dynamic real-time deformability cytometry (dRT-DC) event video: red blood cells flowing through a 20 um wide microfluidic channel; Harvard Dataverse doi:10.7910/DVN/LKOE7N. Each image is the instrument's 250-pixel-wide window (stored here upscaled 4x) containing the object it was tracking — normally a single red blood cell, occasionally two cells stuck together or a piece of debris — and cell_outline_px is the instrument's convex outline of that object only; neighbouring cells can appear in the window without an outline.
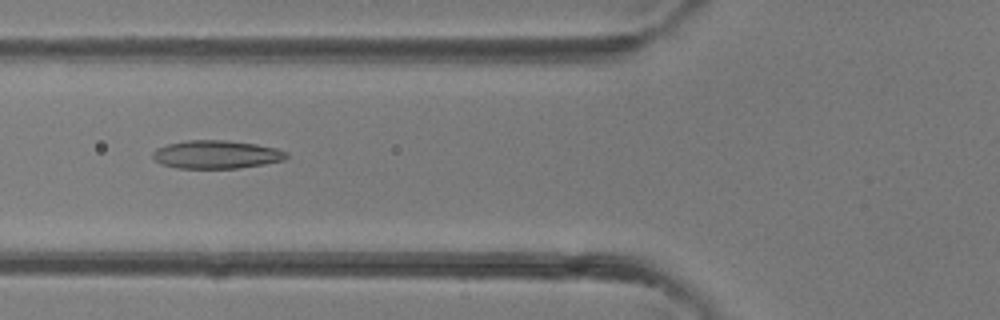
{"species": "common noctule bat (a hibernating species)", "species_latin": "Nyctalus noctula", "temperature_condition": "room temperature", "stored_images_in_passage": 34, "camera_frame_rate_fps": 3000, "um_per_image_px": 0.085, "animal": {"sex": "female"}, "frame": {"image": 1, "passage_image": 9, "time_ms": 2.667, "image_size_px": [1000, 320], "cell_outline_px": [[288, 156], [284, 160], [264, 164], [236, 168], [176, 168], [160, 164], [152, 156], [152, 152], [156, 148], [168, 144], [188, 140], [224, 140], [256, 144], [276, 148], [288, 152]], "centroid_in_image_um": [18.38, 13.13], "position_along_channel_um": 107.4, "area_um2": 21.96}}
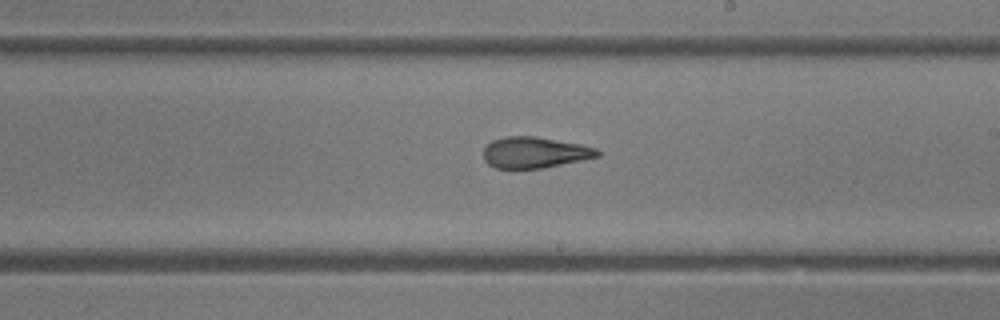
{"frame": {"image": 2, "passage_image": 17, "time_ms": 5.333, "image_size_px": [1000, 320], "cell_outline_px": [[600, 156], [540, 168], [496, 168], [488, 164], [484, 160], [484, 148], [492, 140], [504, 136], [532, 136], [580, 144], [596, 148], [600, 152]], "centroid_in_image_um": [45.41, 12.95], "position_along_channel_um": 243.6, "area_um2": 20.35}}
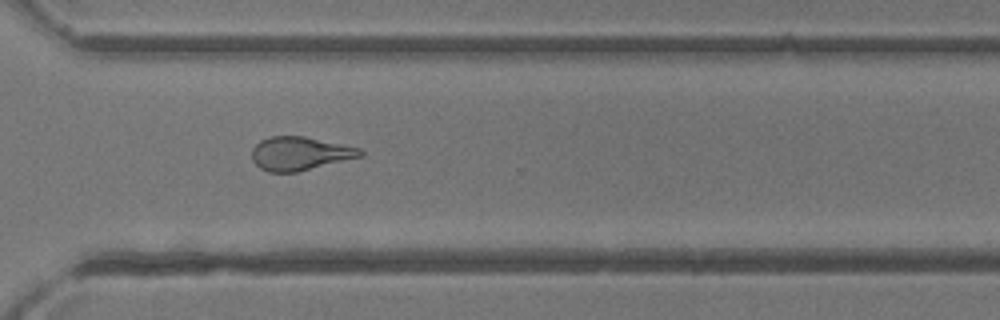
{"frame": {"image": 3, "passage_image": 23, "time_ms": 7.333, "image_size_px": [1000, 320], "cell_outline_px": [[364, 156], [296, 172], [268, 172], [260, 168], [252, 160], [252, 148], [260, 140], [268, 136], [304, 136], [360, 148], [364, 152]], "centroid_in_image_um": [25.48, 13.04], "position_along_channel_um": 345.1, "area_um2": 21.21}}